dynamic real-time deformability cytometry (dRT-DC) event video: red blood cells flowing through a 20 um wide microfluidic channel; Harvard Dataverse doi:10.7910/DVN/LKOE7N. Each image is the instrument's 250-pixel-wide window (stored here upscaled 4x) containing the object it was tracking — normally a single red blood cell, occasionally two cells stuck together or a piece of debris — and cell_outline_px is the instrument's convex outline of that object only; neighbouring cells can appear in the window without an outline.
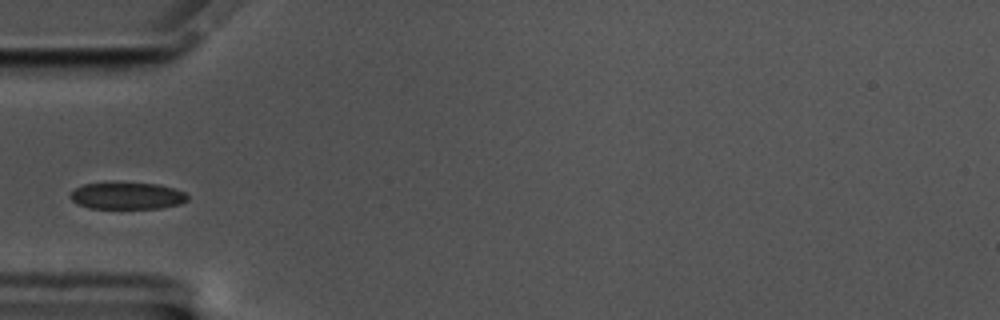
{"species": "common noctule bat (a hibernating species)", "species_latin": "Nyctalus noctula", "temperature_condition": "cold", "stored_images_in_passage": 7, "camera_frame_rate_fps": 3000, "um_per_image_px": 0.085, "animal": {"sex": "male", "body_mass_g": 17.5, "forearm_length_mm": 52.3}, "frame": {"image": 1, "passage_image": 1, "time_ms": 0.0, "image_size_px": [1000, 320], "cell_outline_px": [[188, 200], [180, 204], [160, 208], [88, 208], [76, 204], [68, 196], [76, 188], [84, 184], [160, 184], [184, 192], [188, 196]], "centroid_in_image_um": [10.8, 16.67], "position_along_channel_um": 74.2, "area_um2": 17.98}}